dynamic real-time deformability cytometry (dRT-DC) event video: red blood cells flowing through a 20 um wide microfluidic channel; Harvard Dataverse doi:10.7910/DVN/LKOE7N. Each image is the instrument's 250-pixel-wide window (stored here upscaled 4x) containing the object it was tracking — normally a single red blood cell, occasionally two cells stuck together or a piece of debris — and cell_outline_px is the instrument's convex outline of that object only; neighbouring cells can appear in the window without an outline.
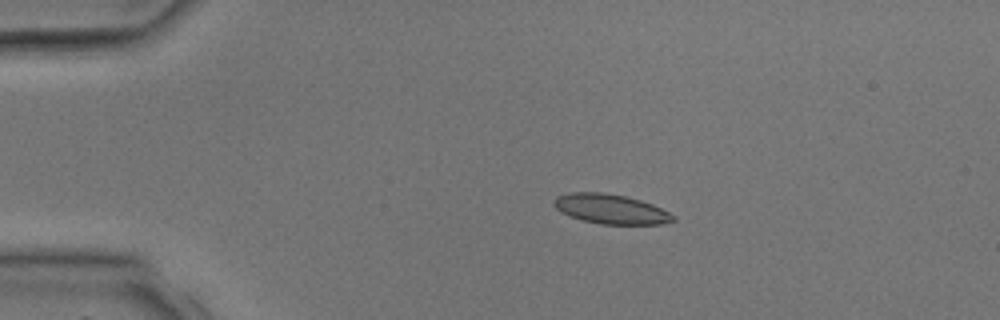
{"species": "common noctule bat (a hibernating species)", "species_latin": "Nyctalus noctula", "temperature_condition": "room temperature", "stored_images_in_passage": 2, "camera_frame_rate_fps": 3000, "um_per_image_px": 0.085, "animal": {"sex": "male", "body_mass_g": 17.9, "forearm_length_mm": 54.2}, "frame": {"image": 1, "passage_image": 1, "time_ms": 0.0, "image_size_px": [1000, 320], "cell_outline_px": [[676, 220], [660, 224], [600, 224], [584, 220], [560, 212], [552, 204], [556, 196], [568, 192], [600, 192], [624, 196], [640, 200], [652, 204], [676, 216]], "centroid_in_image_um": [51.89, 17.76], "position_along_channel_um": 33.1, "area_um2": 20.46}}